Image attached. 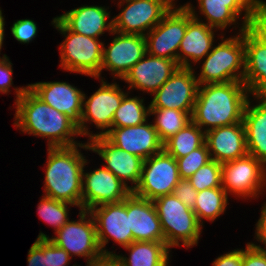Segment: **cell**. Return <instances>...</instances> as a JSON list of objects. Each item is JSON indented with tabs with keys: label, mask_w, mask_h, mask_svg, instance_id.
<instances>
[{
	"label": "cell",
	"mask_w": 266,
	"mask_h": 266,
	"mask_svg": "<svg viewBox=\"0 0 266 266\" xmlns=\"http://www.w3.org/2000/svg\"><path fill=\"white\" fill-rule=\"evenodd\" d=\"M16 112L14 127L23 133L48 138V147H69L80 142L74 135H80L78 127L64 114L58 112L38 98L29 88H15Z\"/></svg>",
	"instance_id": "cell-1"
},
{
	"label": "cell",
	"mask_w": 266,
	"mask_h": 266,
	"mask_svg": "<svg viewBox=\"0 0 266 266\" xmlns=\"http://www.w3.org/2000/svg\"><path fill=\"white\" fill-rule=\"evenodd\" d=\"M248 94L250 92L244 82L199 85L192 121L205 133L242 122Z\"/></svg>",
	"instance_id": "cell-2"
},
{
	"label": "cell",
	"mask_w": 266,
	"mask_h": 266,
	"mask_svg": "<svg viewBox=\"0 0 266 266\" xmlns=\"http://www.w3.org/2000/svg\"><path fill=\"white\" fill-rule=\"evenodd\" d=\"M78 147L90 150L88 142L69 147H48L45 196L82 209V173L87 160Z\"/></svg>",
	"instance_id": "cell-3"
},
{
	"label": "cell",
	"mask_w": 266,
	"mask_h": 266,
	"mask_svg": "<svg viewBox=\"0 0 266 266\" xmlns=\"http://www.w3.org/2000/svg\"><path fill=\"white\" fill-rule=\"evenodd\" d=\"M238 35L226 38L213 47L205 56L199 76H196L199 85L243 82L245 75V44L244 30L240 27ZM241 70V71H240Z\"/></svg>",
	"instance_id": "cell-4"
},
{
	"label": "cell",
	"mask_w": 266,
	"mask_h": 266,
	"mask_svg": "<svg viewBox=\"0 0 266 266\" xmlns=\"http://www.w3.org/2000/svg\"><path fill=\"white\" fill-rule=\"evenodd\" d=\"M161 222L166 245L190 248L198 244L202 224L193 209L187 207L173 194L163 195L153 200Z\"/></svg>",
	"instance_id": "cell-5"
},
{
	"label": "cell",
	"mask_w": 266,
	"mask_h": 266,
	"mask_svg": "<svg viewBox=\"0 0 266 266\" xmlns=\"http://www.w3.org/2000/svg\"><path fill=\"white\" fill-rule=\"evenodd\" d=\"M52 24L65 36L59 48L60 67L98 79L101 75L103 42L70 31L57 17Z\"/></svg>",
	"instance_id": "cell-6"
},
{
	"label": "cell",
	"mask_w": 266,
	"mask_h": 266,
	"mask_svg": "<svg viewBox=\"0 0 266 266\" xmlns=\"http://www.w3.org/2000/svg\"><path fill=\"white\" fill-rule=\"evenodd\" d=\"M79 214L80 219L78 221L69 220L55 233L57 236L54 238H49L42 232L39 233L37 238L50 239L55 245L66 250L71 257L73 255L87 257V265H91L102 260L105 256L98 242L93 216L88 210L82 209H80ZM86 216H88V220Z\"/></svg>",
	"instance_id": "cell-7"
},
{
	"label": "cell",
	"mask_w": 266,
	"mask_h": 266,
	"mask_svg": "<svg viewBox=\"0 0 266 266\" xmlns=\"http://www.w3.org/2000/svg\"><path fill=\"white\" fill-rule=\"evenodd\" d=\"M179 181L177 161L163 149L144 160L139 183L132 193L154 200L172 194Z\"/></svg>",
	"instance_id": "cell-8"
},
{
	"label": "cell",
	"mask_w": 266,
	"mask_h": 266,
	"mask_svg": "<svg viewBox=\"0 0 266 266\" xmlns=\"http://www.w3.org/2000/svg\"><path fill=\"white\" fill-rule=\"evenodd\" d=\"M101 82V87L89 99L86 98L85 93L83 96V111L78 130L80 135H88L89 140L96 136H104L112 128L114 113L126 94L115 82L109 84L103 78ZM89 121L90 123H95L96 128L102 131L94 135L89 133L88 126L86 125Z\"/></svg>",
	"instance_id": "cell-9"
},
{
	"label": "cell",
	"mask_w": 266,
	"mask_h": 266,
	"mask_svg": "<svg viewBox=\"0 0 266 266\" xmlns=\"http://www.w3.org/2000/svg\"><path fill=\"white\" fill-rule=\"evenodd\" d=\"M222 187L243 198L258 197L266 185V166L250 154L221 163ZM262 188V189H261Z\"/></svg>",
	"instance_id": "cell-10"
},
{
	"label": "cell",
	"mask_w": 266,
	"mask_h": 266,
	"mask_svg": "<svg viewBox=\"0 0 266 266\" xmlns=\"http://www.w3.org/2000/svg\"><path fill=\"white\" fill-rule=\"evenodd\" d=\"M124 3L125 8L112 19L114 31L123 34L145 36L172 8L165 0H120L118 6Z\"/></svg>",
	"instance_id": "cell-11"
},
{
	"label": "cell",
	"mask_w": 266,
	"mask_h": 266,
	"mask_svg": "<svg viewBox=\"0 0 266 266\" xmlns=\"http://www.w3.org/2000/svg\"><path fill=\"white\" fill-rule=\"evenodd\" d=\"M187 29V8H171L146 37L147 53L178 63V51Z\"/></svg>",
	"instance_id": "cell-12"
},
{
	"label": "cell",
	"mask_w": 266,
	"mask_h": 266,
	"mask_svg": "<svg viewBox=\"0 0 266 266\" xmlns=\"http://www.w3.org/2000/svg\"><path fill=\"white\" fill-rule=\"evenodd\" d=\"M89 212L94 218L98 242L105 257L116 255V253L104 248L109 238L123 247L133 242L129 214H127V197L118 203L104 204L92 208Z\"/></svg>",
	"instance_id": "cell-13"
},
{
	"label": "cell",
	"mask_w": 266,
	"mask_h": 266,
	"mask_svg": "<svg viewBox=\"0 0 266 266\" xmlns=\"http://www.w3.org/2000/svg\"><path fill=\"white\" fill-rule=\"evenodd\" d=\"M199 84L194 68L179 67L153 94L150 108H166L188 112L192 115Z\"/></svg>",
	"instance_id": "cell-14"
},
{
	"label": "cell",
	"mask_w": 266,
	"mask_h": 266,
	"mask_svg": "<svg viewBox=\"0 0 266 266\" xmlns=\"http://www.w3.org/2000/svg\"><path fill=\"white\" fill-rule=\"evenodd\" d=\"M132 191L104 167L82 173V210L123 201Z\"/></svg>",
	"instance_id": "cell-15"
},
{
	"label": "cell",
	"mask_w": 266,
	"mask_h": 266,
	"mask_svg": "<svg viewBox=\"0 0 266 266\" xmlns=\"http://www.w3.org/2000/svg\"><path fill=\"white\" fill-rule=\"evenodd\" d=\"M117 34L108 48L104 47L102 53L103 69H108L114 77L123 79L130 69L144 57L147 53L146 37L138 34H123L113 31Z\"/></svg>",
	"instance_id": "cell-16"
},
{
	"label": "cell",
	"mask_w": 266,
	"mask_h": 266,
	"mask_svg": "<svg viewBox=\"0 0 266 266\" xmlns=\"http://www.w3.org/2000/svg\"><path fill=\"white\" fill-rule=\"evenodd\" d=\"M90 150L105 160L104 168L111 171L131 191L139 183L144 160L112 144L105 136H96L88 141ZM131 182V187L127 182Z\"/></svg>",
	"instance_id": "cell-17"
},
{
	"label": "cell",
	"mask_w": 266,
	"mask_h": 266,
	"mask_svg": "<svg viewBox=\"0 0 266 266\" xmlns=\"http://www.w3.org/2000/svg\"><path fill=\"white\" fill-rule=\"evenodd\" d=\"M28 88L43 102L64 113L80 128L84 93L67 82H37Z\"/></svg>",
	"instance_id": "cell-18"
},
{
	"label": "cell",
	"mask_w": 266,
	"mask_h": 266,
	"mask_svg": "<svg viewBox=\"0 0 266 266\" xmlns=\"http://www.w3.org/2000/svg\"><path fill=\"white\" fill-rule=\"evenodd\" d=\"M104 136L115 146L143 160L163 150V142L153 124L148 122L130 127H112Z\"/></svg>",
	"instance_id": "cell-19"
},
{
	"label": "cell",
	"mask_w": 266,
	"mask_h": 266,
	"mask_svg": "<svg viewBox=\"0 0 266 266\" xmlns=\"http://www.w3.org/2000/svg\"><path fill=\"white\" fill-rule=\"evenodd\" d=\"M184 6L187 8V29L179 47L178 65L192 68L189 63L191 60L193 63L199 62L212 50L215 28L199 20L192 4L187 3Z\"/></svg>",
	"instance_id": "cell-20"
},
{
	"label": "cell",
	"mask_w": 266,
	"mask_h": 266,
	"mask_svg": "<svg viewBox=\"0 0 266 266\" xmlns=\"http://www.w3.org/2000/svg\"><path fill=\"white\" fill-rule=\"evenodd\" d=\"M174 60L146 53L122 79L129 90L136 88L154 94L179 68Z\"/></svg>",
	"instance_id": "cell-21"
},
{
	"label": "cell",
	"mask_w": 266,
	"mask_h": 266,
	"mask_svg": "<svg viewBox=\"0 0 266 266\" xmlns=\"http://www.w3.org/2000/svg\"><path fill=\"white\" fill-rule=\"evenodd\" d=\"M199 11L206 17L207 25L215 29H226L235 24L243 14L242 27H247L258 11V0H197Z\"/></svg>",
	"instance_id": "cell-22"
},
{
	"label": "cell",
	"mask_w": 266,
	"mask_h": 266,
	"mask_svg": "<svg viewBox=\"0 0 266 266\" xmlns=\"http://www.w3.org/2000/svg\"><path fill=\"white\" fill-rule=\"evenodd\" d=\"M205 143L211 159L219 163L235 160L248 154L243 121L206 132Z\"/></svg>",
	"instance_id": "cell-23"
},
{
	"label": "cell",
	"mask_w": 266,
	"mask_h": 266,
	"mask_svg": "<svg viewBox=\"0 0 266 266\" xmlns=\"http://www.w3.org/2000/svg\"><path fill=\"white\" fill-rule=\"evenodd\" d=\"M127 214L133 241L165 242L153 200L138 197L131 192L127 196Z\"/></svg>",
	"instance_id": "cell-24"
},
{
	"label": "cell",
	"mask_w": 266,
	"mask_h": 266,
	"mask_svg": "<svg viewBox=\"0 0 266 266\" xmlns=\"http://www.w3.org/2000/svg\"><path fill=\"white\" fill-rule=\"evenodd\" d=\"M57 18L72 32L98 39L104 30L112 33L113 20L108 22L110 13L102 6H81Z\"/></svg>",
	"instance_id": "cell-25"
},
{
	"label": "cell",
	"mask_w": 266,
	"mask_h": 266,
	"mask_svg": "<svg viewBox=\"0 0 266 266\" xmlns=\"http://www.w3.org/2000/svg\"><path fill=\"white\" fill-rule=\"evenodd\" d=\"M259 104L251 105L250 98L245 107V127L248 154L266 166V95H254Z\"/></svg>",
	"instance_id": "cell-26"
},
{
	"label": "cell",
	"mask_w": 266,
	"mask_h": 266,
	"mask_svg": "<svg viewBox=\"0 0 266 266\" xmlns=\"http://www.w3.org/2000/svg\"><path fill=\"white\" fill-rule=\"evenodd\" d=\"M244 84L251 95H266V47L248 30H244Z\"/></svg>",
	"instance_id": "cell-27"
},
{
	"label": "cell",
	"mask_w": 266,
	"mask_h": 266,
	"mask_svg": "<svg viewBox=\"0 0 266 266\" xmlns=\"http://www.w3.org/2000/svg\"><path fill=\"white\" fill-rule=\"evenodd\" d=\"M124 248L129 251V258L113 256L120 266H168L171 248L165 242L133 241Z\"/></svg>",
	"instance_id": "cell-28"
},
{
	"label": "cell",
	"mask_w": 266,
	"mask_h": 266,
	"mask_svg": "<svg viewBox=\"0 0 266 266\" xmlns=\"http://www.w3.org/2000/svg\"><path fill=\"white\" fill-rule=\"evenodd\" d=\"M205 143V132L193 121L163 143V149L175 159L186 156Z\"/></svg>",
	"instance_id": "cell-29"
},
{
	"label": "cell",
	"mask_w": 266,
	"mask_h": 266,
	"mask_svg": "<svg viewBox=\"0 0 266 266\" xmlns=\"http://www.w3.org/2000/svg\"><path fill=\"white\" fill-rule=\"evenodd\" d=\"M228 205V195L223 187L204 189L198 192L193 211L203 225V219L214 221L224 213Z\"/></svg>",
	"instance_id": "cell-30"
},
{
	"label": "cell",
	"mask_w": 266,
	"mask_h": 266,
	"mask_svg": "<svg viewBox=\"0 0 266 266\" xmlns=\"http://www.w3.org/2000/svg\"><path fill=\"white\" fill-rule=\"evenodd\" d=\"M155 114L153 126L163 143L192 121L191 114L181 110L150 108V115Z\"/></svg>",
	"instance_id": "cell-31"
},
{
	"label": "cell",
	"mask_w": 266,
	"mask_h": 266,
	"mask_svg": "<svg viewBox=\"0 0 266 266\" xmlns=\"http://www.w3.org/2000/svg\"><path fill=\"white\" fill-rule=\"evenodd\" d=\"M143 101L144 99L138 97H128L126 93L114 113L112 127H130L147 122V117L150 116V106L146 108Z\"/></svg>",
	"instance_id": "cell-32"
},
{
	"label": "cell",
	"mask_w": 266,
	"mask_h": 266,
	"mask_svg": "<svg viewBox=\"0 0 266 266\" xmlns=\"http://www.w3.org/2000/svg\"><path fill=\"white\" fill-rule=\"evenodd\" d=\"M68 205L73 206V204L58 201L44 195L37 207L39 217L53 226L56 233L70 220L68 217Z\"/></svg>",
	"instance_id": "cell-33"
},
{
	"label": "cell",
	"mask_w": 266,
	"mask_h": 266,
	"mask_svg": "<svg viewBox=\"0 0 266 266\" xmlns=\"http://www.w3.org/2000/svg\"><path fill=\"white\" fill-rule=\"evenodd\" d=\"M188 180L197 192L204 189L222 187L221 163L215 160L209 161L200 167Z\"/></svg>",
	"instance_id": "cell-34"
},
{
	"label": "cell",
	"mask_w": 266,
	"mask_h": 266,
	"mask_svg": "<svg viewBox=\"0 0 266 266\" xmlns=\"http://www.w3.org/2000/svg\"><path fill=\"white\" fill-rule=\"evenodd\" d=\"M210 152L206 143L191 153L177 158L180 179L190 178L200 167L211 161Z\"/></svg>",
	"instance_id": "cell-35"
},
{
	"label": "cell",
	"mask_w": 266,
	"mask_h": 266,
	"mask_svg": "<svg viewBox=\"0 0 266 266\" xmlns=\"http://www.w3.org/2000/svg\"><path fill=\"white\" fill-rule=\"evenodd\" d=\"M43 252L47 255L48 266H68L70 263L71 256L68 252L48 238H43Z\"/></svg>",
	"instance_id": "cell-36"
},
{
	"label": "cell",
	"mask_w": 266,
	"mask_h": 266,
	"mask_svg": "<svg viewBox=\"0 0 266 266\" xmlns=\"http://www.w3.org/2000/svg\"><path fill=\"white\" fill-rule=\"evenodd\" d=\"M37 24L30 19H21L13 23L11 32L20 43H29L37 35Z\"/></svg>",
	"instance_id": "cell-37"
},
{
	"label": "cell",
	"mask_w": 266,
	"mask_h": 266,
	"mask_svg": "<svg viewBox=\"0 0 266 266\" xmlns=\"http://www.w3.org/2000/svg\"><path fill=\"white\" fill-rule=\"evenodd\" d=\"M243 266H266V249L254 243H247L242 250Z\"/></svg>",
	"instance_id": "cell-38"
},
{
	"label": "cell",
	"mask_w": 266,
	"mask_h": 266,
	"mask_svg": "<svg viewBox=\"0 0 266 266\" xmlns=\"http://www.w3.org/2000/svg\"><path fill=\"white\" fill-rule=\"evenodd\" d=\"M172 194L176 196L187 207L193 209L196 204L198 192L194 189L188 179H180Z\"/></svg>",
	"instance_id": "cell-39"
},
{
	"label": "cell",
	"mask_w": 266,
	"mask_h": 266,
	"mask_svg": "<svg viewBox=\"0 0 266 266\" xmlns=\"http://www.w3.org/2000/svg\"><path fill=\"white\" fill-rule=\"evenodd\" d=\"M28 266H48L47 255L43 252V238H37L28 252Z\"/></svg>",
	"instance_id": "cell-40"
},
{
	"label": "cell",
	"mask_w": 266,
	"mask_h": 266,
	"mask_svg": "<svg viewBox=\"0 0 266 266\" xmlns=\"http://www.w3.org/2000/svg\"><path fill=\"white\" fill-rule=\"evenodd\" d=\"M247 29L266 47V18L257 11Z\"/></svg>",
	"instance_id": "cell-41"
},
{
	"label": "cell",
	"mask_w": 266,
	"mask_h": 266,
	"mask_svg": "<svg viewBox=\"0 0 266 266\" xmlns=\"http://www.w3.org/2000/svg\"><path fill=\"white\" fill-rule=\"evenodd\" d=\"M8 57L0 58V92L8 94L12 81V63Z\"/></svg>",
	"instance_id": "cell-42"
},
{
	"label": "cell",
	"mask_w": 266,
	"mask_h": 266,
	"mask_svg": "<svg viewBox=\"0 0 266 266\" xmlns=\"http://www.w3.org/2000/svg\"><path fill=\"white\" fill-rule=\"evenodd\" d=\"M213 266H243L242 250L234 249L231 252L221 255L212 263Z\"/></svg>",
	"instance_id": "cell-43"
},
{
	"label": "cell",
	"mask_w": 266,
	"mask_h": 266,
	"mask_svg": "<svg viewBox=\"0 0 266 266\" xmlns=\"http://www.w3.org/2000/svg\"><path fill=\"white\" fill-rule=\"evenodd\" d=\"M255 232L256 239L258 240V242L264 244L263 249H266V203L262 207L261 216L256 223Z\"/></svg>",
	"instance_id": "cell-44"
},
{
	"label": "cell",
	"mask_w": 266,
	"mask_h": 266,
	"mask_svg": "<svg viewBox=\"0 0 266 266\" xmlns=\"http://www.w3.org/2000/svg\"><path fill=\"white\" fill-rule=\"evenodd\" d=\"M86 266H120L114 257H104L102 260Z\"/></svg>",
	"instance_id": "cell-45"
},
{
	"label": "cell",
	"mask_w": 266,
	"mask_h": 266,
	"mask_svg": "<svg viewBox=\"0 0 266 266\" xmlns=\"http://www.w3.org/2000/svg\"><path fill=\"white\" fill-rule=\"evenodd\" d=\"M4 17L2 15V10L0 9V51H1V48H2V45H3V40H4ZM4 57H7V55H3V57H0V58H4Z\"/></svg>",
	"instance_id": "cell-46"
},
{
	"label": "cell",
	"mask_w": 266,
	"mask_h": 266,
	"mask_svg": "<svg viewBox=\"0 0 266 266\" xmlns=\"http://www.w3.org/2000/svg\"><path fill=\"white\" fill-rule=\"evenodd\" d=\"M258 11L266 18V2L258 0Z\"/></svg>",
	"instance_id": "cell-47"
},
{
	"label": "cell",
	"mask_w": 266,
	"mask_h": 266,
	"mask_svg": "<svg viewBox=\"0 0 266 266\" xmlns=\"http://www.w3.org/2000/svg\"><path fill=\"white\" fill-rule=\"evenodd\" d=\"M172 8H174V6H175V4H173V3H175V2H173V1H175V0H165Z\"/></svg>",
	"instance_id": "cell-48"
}]
</instances>
